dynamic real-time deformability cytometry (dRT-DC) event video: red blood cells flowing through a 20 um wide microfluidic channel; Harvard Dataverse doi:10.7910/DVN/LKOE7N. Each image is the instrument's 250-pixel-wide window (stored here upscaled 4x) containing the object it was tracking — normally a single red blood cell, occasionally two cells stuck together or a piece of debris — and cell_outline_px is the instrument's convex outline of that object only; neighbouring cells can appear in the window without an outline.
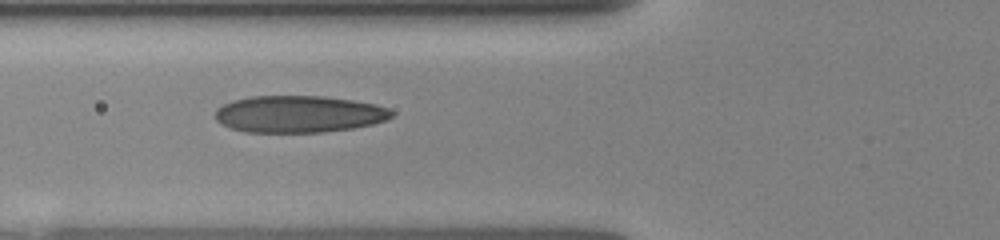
{"species": "human", "species_latin": "Homo sapiens", "temperature_condition": "room temperature", "stored_images_in_passage": 9, "camera_frame_rate_fps": 3000, "um_per_image_px": 0.085, "donor": {"sex": "female"}, "frame": {"image": 1, "passage_image": 3, "time_ms": 2.0, "image_size_px": [1000, 240], "cell_outline_px": [[392, 116], [388, 120], [372, 124], [352, 128], [324, 132], [244, 132], [232, 128], [216, 120], [216, 108], [232, 100], [252, 96], [324, 96], [352, 100], [376, 104], [388, 108], [392, 112]], "centroid_in_image_um": [25.41, 9.69], "position_along_channel_um": 100.4, "area_um2": 37.92}}
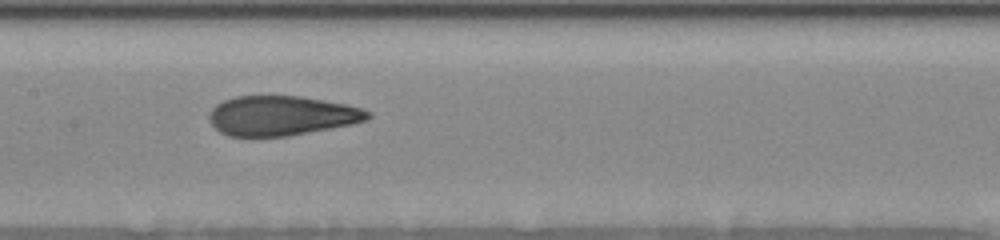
{"frame": {"image": 2, "passage_image": 7, "time_ms": 4.0, "image_size_px": [1000, 240], "cell_outline_px": [[372, 116], [368, 120], [352, 124], [288, 136], [228, 136], [220, 132], [212, 124], [208, 116], [212, 108], [216, 104], [224, 100], [236, 96], [300, 96], [344, 104], [360, 108], [372, 112]], "centroid_in_image_um": [23.93, 9.83], "position_along_channel_um": 183.5, "area_um2": 36.53}}